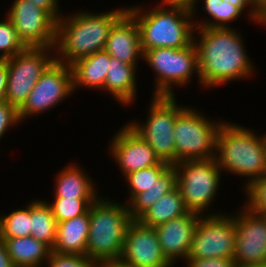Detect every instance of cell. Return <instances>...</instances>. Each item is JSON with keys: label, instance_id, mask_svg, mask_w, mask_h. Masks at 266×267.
Returning a JSON list of instances; mask_svg holds the SVG:
<instances>
[{"label": "cell", "instance_id": "cell-23", "mask_svg": "<svg viewBox=\"0 0 266 267\" xmlns=\"http://www.w3.org/2000/svg\"><path fill=\"white\" fill-rule=\"evenodd\" d=\"M3 240L15 267H45L51 249L43 242L31 235Z\"/></svg>", "mask_w": 266, "mask_h": 267}, {"label": "cell", "instance_id": "cell-21", "mask_svg": "<svg viewBox=\"0 0 266 267\" xmlns=\"http://www.w3.org/2000/svg\"><path fill=\"white\" fill-rule=\"evenodd\" d=\"M89 224L90 208L85 214L57 223L56 240L51 251L86 256Z\"/></svg>", "mask_w": 266, "mask_h": 267}, {"label": "cell", "instance_id": "cell-13", "mask_svg": "<svg viewBox=\"0 0 266 267\" xmlns=\"http://www.w3.org/2000/svg\"><path fill=\"white\" fill-rule=\"evenodd\" d=\"M7 9L5 14L26 48L55 47L57 21L46 10L30 0H13Z\"/></svg>", "mask_w": 266, "mask_h": 267}, {"label": "cell", "instance_id": "cell-34", "mask_svg": "<svg viewBox=\"0 0 266 267\" xmlns=\"http://www.w3.org/2000/svg\"><path fill=\"white\" fill-rule=\"evenodd\" d=\"M18 111L6 101L0 102V141L11 127L19 125Z\"/></svg>", "mask_w": 266, "mask_h": 267}, {"label": "cell", "instance_id": "cell-15", "mask_svg": "<svg viewBox=\"0 0 266 267\" xmlns=\"http://www.w3.org/2000/svg\"><path fill=\"white\" fill-rule=\"evenodd\" d=\"M119 260L133 267H174L161 250L155 228L138 219L128 226Z\"/></svg>", "mask_w": 266, "mask_h": 267}, {"label": "cell", "instance_id": "cell-38", "mask_svg": "<svg viewBox=\"0 0 266 267\" xmlns=\"http://www.w3.org/2000/svg\"><path fill=\"white\" fill-rule=\"evenodd\" d=\"M8 81V65L5 61H0V102L6 101Z\"/></svg>", "mask_w": 266, "mask_h": 267}, {"label": "cell", "instance_id": "cell-40", "mask_svg": "<svg viewBox=\"0 0 266 267\" xmlns=\"http://www.w3.org/2000/svg\"><path fill=\"white\" fill-rule=\"evenodd\" d=\"M199 0H182L180 2L181 5L185 6V7H188L191 9V13H192V16H193V19H196L198 18V2ZM197 16V17H196Z\"/></svg>", "mask_w": 266, "mask_h": 267}, {"label": "cell", "instance_id": "cell-36", "mask_svg": "<svg viewBox=\"0 0 266 267\" xmlns=\"http://www.w3.org/2000/svg\"><path fill=\"white\" fill-rule=\"evenodd\" d=\"M186 267H236L233 258L186 259Z\"/></svg>", "mask_w": 266, "mask_h": 267}, {"label": "cell", "instance_id": "cell-16", "mask_svg": "<svg viewBox=\"0 0 266 267\" xmlns=\"http://www.w3.org/2000/svg\"><path fill=\"white\" fill-rule=\"evenodd\" d=\"M121 127L109 141L108 152L124 177L161 162L151 146L127 124Z\"/></svg>", "mask_w": 266, "mask_h": 267}, {"label": "cell", "instance_id": "cell-44", "mask_svg": "<svg viewBox=\"0 0 266 267\" xmlns=\"http://www.w3.org/2000/svg\"><path fill=\"white\" fill-rule=\"evenodd\" d=\"M263 16H264V23L263 26L266 27V12H263ZM266 29V28H265Z\"/></svg>", "mask_w": 266, "mask_h": 267}, {"label": "cell", "instance_id": "cell-9", "mask_svg": "<svg viewBox=\"0 0 266 267\" xmlns=\"http://www.w3.org/2000/svg\"><path fill=\"white\" fill-rule=\"evenodd\" d=\"M176 96H152L145 121L133 120L127 125L145 140L161 161L175 164L174 123L187 107L177 102Z\"/></svg>", "mask_w": 266, "mask_h": 267}, {"label": "cell", "instance_id": "cell-11", "mask_svg": "<svg viewBox=\"0 0 266 267\" xmlns=\"http://www.w3.org/2000/svg\"><path fill=\"white\" fill-rule=\"evenodd\" d=\"M215 212L200 215L187 259L234 258L236 227L233 213Z\"/></svg>", "mask_w": 266, "mask_h": 267}, {"label": "cell", "instance_id": "cell-31", "mask_svg": "<svg viewBox=\"0 0 266 267\" xmlns=\"http://www.w3.org/2000/svg\"><path fill=\"white\" fill-rule=\"evenodd\" d=\"M25 48L17 36L14 25L5 15L4 20H0V61L12 58Z\"/></svg>", "mask_w": 266, "mask_h": 267}, {"label": "cell", "instance_id": "cell-2", "mask_svg": "<svg viewBox=\"0 0 266 267\" xmlns=\"http://www.w3.org/2000/svg\"><path fill=\"white\" fill-rule=\"evenodd\" d=\"M79 10L57 20L56 61L67 65L104 50L112 26L127 11V6L100 13Z\"/></svg>", "mask_w": 266, "mask_h": 267}, {"label": "cell", "instance_id": "cell-22", "mask_svg": "<svg viewBox=\"0 0 266 267\" xmlns=\"http://www.w3.org/2000/svg\"><path fill=\"white\" fill-rule=\"evenodd\" d=\"M109 61L110 55L102 50L73 62L70 65L73 91L77 92V89L87 88L103 92Z\"/></svg>", "mask_w": 266, "mask_h": 267}, {"label": "cell", "instance_id": "cell-30", "mask_svg": "<svg viewBox=\"0 0 266 267\" xmlns=\"http://www.w3.org/2000/svg\"><path fill=\"white\" fill-rule=\"evenodd\" d=\"M96 200L53 198V201L46 200V202L51 206L53 215L57 223H59L85 214L89 210L90 205Z\"/></svg>", "mask_w": 266, "mask_h": 267}, {"label": "cell", "instance_id": "cell-1", "mask_svg": "<svg viewBox=\"0 0 266 267\" xmlns=\"http://www.w3.org/2000/svg\"><path fill=\"white\" fill-rule=\"evenodd\" d=\"M234 28H195L201 88L209 90L251 78L255 73L253 60L246 53L245 40Z\"/></svg>", "mask_w": 266, "mask_h": 267}, {"label": "cell", "instance_id": "cell-29", "mask_svg": "<svg viewBox=\"0 0 266 267\" xmlns=\"http://www.w3.org/2000/svg\"><path fill=\"white\" fill-rule=\"evenodd\" d=\"M169 166V163L161 161L158 165L131 172L123 177L127 183L126 188L129 189V199L125 201L129 202L136 194L147 191Z\"/></svg>", "mask_w": 266, "mask_h": 267}, {"label": "cell", "instance_id": "cell-32", "mask_svg": "<svg viewBox=\"0 0 266 267\" xmlns=\"http://www.w3.org/2000/svg\"><path fill=\"white\" fill-rule=\"evenodd\" d=\"M245 204L259 214H266V174L244 191Z\"/></svg>", "mask_w": 266, "mask_h": 267}, {"label": "cell", "instance_id": "cell-5", "mask_svg": "<svg viewBox=\"0 0 266 267\" xmlns=\"http://www.w3.org/2000/svg\"><path fill=\"white\" fill-rule=\"evenodd\" d=\"M114 200L101 195L90 205L86 256L99 263L119 260L128 226L133 220L127 204Z\"/></svg>", "mask_w": 266, "mask_h": 267}, {"label": "cell", "instance_id": "cell-18", "mask_svg": "<svg viewBox=\"0 0 266 267\" xmlns=\"http://www.w3.org/2000/svg\"><path fill=\"white\" fill-rule=\"evenodd\" d=\"M104 50L123 63L138 66L143 60L139 29L134 17L126 11L112 26Z\"/></svg>", "mask_w": 266, "mask_h": 267}, {"label": "cell", "instance_id": "cell-17", "mask_svg": "<svg viewBox=\"0 0 266 267\" xmlns=\"http://www.w3.org/2000/svg\"><path fill=\"white\" fill-rule=\"evenodd\" d=\"M199 218V214L188 211L155 227L161 250L174 267L178 260L185 261L188 258Z\"/></svg>", "mask_w": 266, "mask_h": 267}, {"label": "cell", "instance_id": "cell-8", "mask_svg": "<svg viewBox=\"0 0 266 267\" xmlns=\"http://www.w3.org/2000/svg\"><path fill=\"white\" fill-rule=\"evenodd\" d=\"M173 166L177 172V188L187 210L199 215H211L208 210H211L209 208L217 197L223 174L215 157L183 160Z\"/></svg>", "mask_w": 266, "mask_h": 267}, {"label": "cell", "instance_id": "cell-43", "mask_svg": "<svg viewBox=\"0 0 266 267\" xmlns=\"http://www.w3.org/2000/svg\"><path fill=\"white\" fill-rule=\"evenodd\" d=\"M262 139H263V142H264L265 153H266V133L264 135H262Z\"/></svg>", "mask_w": 266, "mask_h": 267}, {"label": "cell", "instance_id": "cell-46", "mask_svg": "<svg viewBox=\"0 0 266 267\" xmlns=\"http://www.w3.org/2000/svg\"><path fill=\"white\" fill-rule=\"evenodd\" d=\"M236 267H262V266H236Z\"/></svg>", "mask_w": 266, "mask_h": 267}, {"label": "cell", "instance_id": "cell-45", "mask_svg": "<svg viewBox=\"0 0 266 267\" xmlns=\"http://www.w3.org/2000/svg\"><path fill=\"white\" fill-rule=\"evenodd\" d=\"M258 2L262 5V7L266 4V0H258Z\"/></svg>", "mask_w": 266, "mask_h": 267}, {"label": "cell", "instance_id": "cell-4", "mask_svg": "<svg viewBox=\"0 0 266 267\" xmlns=\"http://www.w3.org/2000/svg\"><path fill=\"white\" fill-rule=\"evenodd\" d=\"M256 132L250 127L225 121L218 133L217 164L223 173L247 177L244 191L266 174L265 146L262 135Z\"/></svg>", "mask_w": 266, "mask_h": 267}, {"label": "cell", "instance_id": "cell-28", "mask_svg": "<svg viewBox=\"0 0 266 267\" xmlns=\"http://www.w3.org/2000/svg\"><path fill=\"white\" fill-rule=\"evenodd\" d=\"M31 231V202L26 207L16 208L9 214L0 212V236L15 238L30 236Z\"/></svg>", "mask_w": 266, "mask_h": 267}, {"label": "cell", "instance_id": "cell-24", "mask_svg": "<svg viewBox=\"0 0 266 267\" xmlns=\"http://www.w3.org/2000/svg\"><path fill=\"white\" fill-rule=\"evenodd\" d=\"M177 187V172L170 165L156 180V183L147 188V191L136 194L127 204L132 219H138L163 195Z\"/></svg>", "mask_w": 266, "mask_h": 267}, {"label": "cell", "instance_id": "cell-33", "mask_svg": "<svg viewBox=\"0 0 266 267\" xmlns=\"http://www.w3.org/2000/svg\"><path fill=\"white\" fill-rule=\"evenodd\" d=\"M46 267H99V262L82 255L58 254L51 251Z\"/></svg>", "mask_w": 266, "mask_h": 267}, {"label": "cell", "instance_id": "cell-7", "mask_svg": "<svg viewBox=\"0 0 266 267\" xmlns=\"http://www.w3.org/2000/svg\"><path fill=\"white\" fill-rule=\"evenodd\" d=\"M195 108L189 105L176 117L175 164L215 157L218 133L226 120H213Z\"/></svg>", "mask_w": 266, "mask_h": 267}, {"label": "cell", "instance_id": "cell-12", "mask_svg": "<svg viewBox=\"0 0 266 267\" xmlns=\"http://www.w3.org/2000/svg\"><path fill=\"white\" fill-rule=\"evenodd\" d=\"M74 94L70 65L55 60L40 76L26 102L18 110L20 123L50 111Z\"/></svg>", "mask_w": 266, "mask_h": 267}, {"label": "cell", "instance_id": "cell-25", "mask_svg": "<svg viewBox=\"0 0 266 267\" xmlns=\"http://www.w3.org/2000/svg\"><path fill=\"white\" fill-rule=\"evenodd\" d=\"M187 212L180 190L176 187L158 199L138 220L146 226L155 228Z\"/></svg>", "mask_w": 266, "mask_h": 267}, {"label": "cell", "instance_id": "cell-3", "mask_svg": "<svg viewBox=\"0 0 266 267\" xmlns=\"http://www.w3.org/2000/svg\"><path fill=\"white\" fill-rule=\"evenodd\" d=\"M157 4V6H156ZM135 4L127 11L137 22L143 53L154 48H185L194 42L195 24L191 9L180 3Z\"/></svg>", "mask_w": 266, "mask_h": 267}, {"label": "cell", "instance_id": "cell-37", "mask_svg": "<svg viewBox=\"0 0 266 267\" xmlns=\"http://www.w3.org/2000/svg\"><path fill=\"white\" fill-rule=\"evenodd\" d=\"M34 6L46 10L56 21L64 14L59 0H30Z\"/></svg>", "mask_w": 266, "mask_h": 267}, {"label": "cell", "instance_id": "cell-35", "mask_svg": "<svg viewBox=\"0 0 266 267\" xmlns=\"http://www.w3.org/2000/svg\"><path fill=\"white\" fill-rule=\"evenodd\" d=\"M230 2H237V7L240 8L243 12H247V20L250 22L258 23L263 26L264 16H263V7L257 0H229ZM248 7V8H247ZM248 10H247V9ZM250 9V10H249Z\"/></svg>", "mask_w": 266, "mask_h": 267}, {"label": "cell", "instance_id": "cell-42", "mask_svg": "<svg viewBox=\"0 0 266 267\" xmlns=\"http://www.w3.org/2000/svg\"><path fill=\"white\" fill-rule=\"evenodd\" d=\"M182 0H161V3H180Z\"/></svg>", "mask_w": 266, "mask_h": 267}, {"label": "cell", "instance_id": "cell-39", "mask_svg": "<svg viewBox=\"0 0 266 267\" xmlns=\"http://www.w3.org/2000/svg\"><path fill=\"white\" fill-rule=\"evenodd\" d=\"M0 267H15L8 255L5 241L0 236Z\"/></svg>", "mask_w": 266, "mask_h": 267}, {"label": "cell", "instance_id": "cell-19", "mask_svg": "<svg viewBox=\"0 0 266 267\" xmlns=\"http://www.w3.org/2000/svg\"><path fill=\"white\" fill-rule=\"evenodd\" d=\"M82 166L67 164L57 172L54 186V198L98 199L101 195L95 181ZM94 181V182H93Z\"/></svg>", "mask_w": 266, "mask_h": 267}, {"label": "cell", "instance_id": "cell-20", "mask_svg": "<svg viewBox=\"0 0 266 267\" xmlns=\"http://www.w3.org/2000/svg\"><path fill=\"white\" fill-rule=\"evenodd\" d=\"M104 82L103 92L110 94L120 105H132L137 98V75L135 65L123 63L110 56L109 68Z\"/></svg>", "mask_w": 266, "mask_h": 267}, {"label": "cell", "instance_id": "cell-47", "mask_svg": "<svg viewBox=\"0 0 266 267\" xmlns=\"http://www.w3.org/2000/svg\"><path fill=\"white\" fill-rule=\"evenodd\" d=\"M263 12H266V4L263 6Z\"/></svg>", "mask_w": 266, "mask_h": 267}, {"label": "cell", "instance_id": "cell-27", "mask_svg": "<svg viewBox=\"0 0 266 267\" xmlns=\"http://www.w3.org/2000/svg\"><path fill=\"white\" fill-rule=\"evenodd\" d=\"M57 221L46 200H31L30 235L46 244L51 250L56 240Z\"/></svg>", "mask_w": 266, "mask_h": 267}, {"label": "cell", "instance_id": "cell-26", "mask_svg": "<svg viewBox=\"0 0 266 267\" xmlns=\"http://www.w3.org/2000/svg\"><path fill=\"white\" fill-rule=\"evenodd\" d=\"M203 3L206 18L193 19L195 28H233L231 22L237 21L244 13L237 7V2L229 0H199Z\"/></svg>", "mask_w": 266, "mask_h": 267}, {"label": "cell", "instance_id": "cell-10", "mask_svg": "<svg viewBox=\"0 0 266 267\" xmlns=\"http://www.w3.org/2000/svg\"><path fill=\"white\" fill-rule=\"evenodd\" d=\"M55 60V47H28L4 60L8 65L6 102L18 111Z\"/></svg>", "mask_w": 266, "mask_h": 267}, {"label": "cell", "instance_id": "cell-6", "mask_svg": "<svg viewBox=\"0 0 266 267\" xmlns=\"http://www.w3.org/2000/svg\"><path fill=\"white\" fill-rule=\"evenodd\" d=\"M151 67L154 74V90L151 96H176L174 87L191 84L193 77H198L201 86L198 53L194 42L179 49L154 48L146 50L143 61Z\"/></svg>", "mask_w": 266, "mask_h": 267}, {"label": "cell", "instance_id": "cell-41", "mask_svg": "<svg viewBox=\"0 0 266 267\" xmlns=\"http://www.w3.org/2000/svg\"><path fill=\"white\" fill-rule=\"evenodd\" d=\"M99 267H133V266L127 265L120 260H109L100 262Z\"/></svg>", "mask_w": 266, "mask_h": 267}, {"label": "cell", "instance_id": "cell-14", "mask_svg": "<svg viewBox=\"0 0 266 267\" xmlns=\"http://www.w3.org/2000/svg\"><path fill=\"white\" fill-rule=\"evenodd\" d=\"M238 210L233 213L236 227L235 264L262 266L266 263V214L253 211L245 203Z\"/></svg>", "mask_w": 266, "mask_h": 267}]
</instances>
